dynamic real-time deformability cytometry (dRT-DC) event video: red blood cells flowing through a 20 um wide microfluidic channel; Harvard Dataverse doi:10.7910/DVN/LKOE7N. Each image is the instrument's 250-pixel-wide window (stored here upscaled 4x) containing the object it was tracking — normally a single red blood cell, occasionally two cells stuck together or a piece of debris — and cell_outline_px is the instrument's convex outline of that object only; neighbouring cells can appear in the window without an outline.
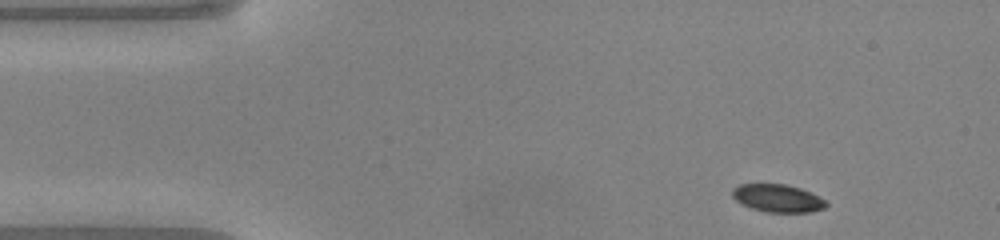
{"species": "common noctule bat (a hibernating species)", "species_latin": "Nyctalus noctula", "temperature_condition": "warm", "stored_images_in_passage": 45, "camera_frame_rate_fps": 3000, "um_per_image_px": 0.085, "animal": {"sex": "male", "body_mass_g": 20.0, "forearm_length_mm": 53.3}, "frame": {"image": 1, "passage_image": 1, "time_ms": 0.0, "image_size_px": [1000, 240], "cell_outline_px": [[828, 204], [824, 208], [812, 212], [768, 212], [752, 208], [736, 200], [732, 196], [732, 188], [740, 184], [784, 184], [800, 188], [820, 196]], "centroid_in_image_um": [66.12, 16.84], "position_along_channel_um": 18.9, "area_um2": 15.09}}
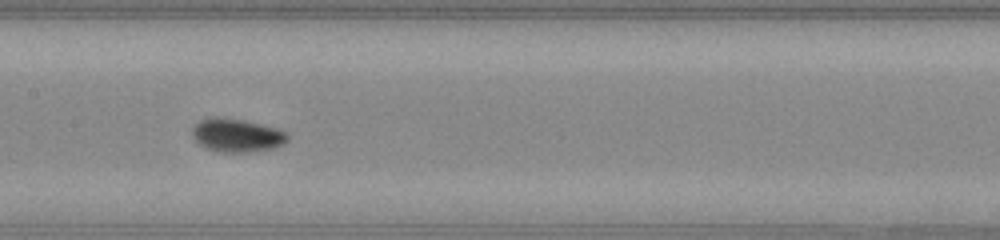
{"frame": {"image": 2, "passage_image": 19, "time_ms": 6.0, "image_size_px": [1000, 240], "cell_outline_px": [[288, 140], [284, 144], [276, 148], [248, 152], [220, 152], [208, 148], [200, 144], [192, 136], [192, 128], [200, 120], [212, 116], [216, 116], [244, 120], [276, 128], [288, 132]], "centroid_in_image_um": [20.15, 11.49], "position_along_channel_um": 187.2, "area_um2": 18.61}}
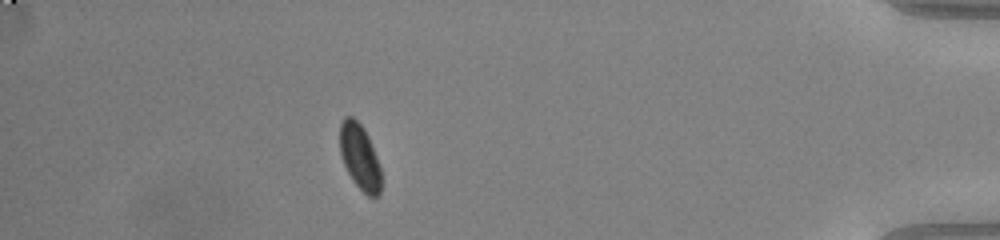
{"frame": {"image": 3, "passage_image": 39, "time_ms": 12.667, "image_size_px": [1000, 240], "cell_outline_px": [[380, 192], [376, 196], [368, 196], [352, 180], [344, 164], [340, 152], [340, 124], [344, 116], [352, 116], [364, 128], [368, 136], [376, 156], [380, 168]], "centroid_in_image_um": [30.56, 13.3], "position_along_channel_um": 404.6, "area_um2": 15.49}, "authors_computed_cell_mechanics": {"area_um2": 16.473, "velocity_mm_per_s": 4.0855, "shape_relaxation_time_tau1_ms": 4.4948, "shape_relaxation_time_tau2_ms": null, "deformation_change_tau1": 0.1471, "deformation_change_tau2": null}}